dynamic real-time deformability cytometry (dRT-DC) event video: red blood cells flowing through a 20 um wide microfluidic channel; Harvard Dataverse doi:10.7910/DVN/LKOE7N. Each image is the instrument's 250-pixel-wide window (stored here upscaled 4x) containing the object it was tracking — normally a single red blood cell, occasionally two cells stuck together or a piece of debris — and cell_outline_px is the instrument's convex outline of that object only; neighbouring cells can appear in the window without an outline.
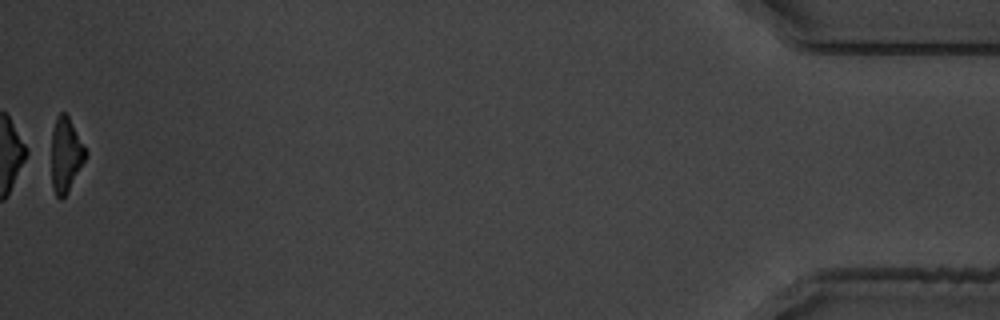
{"species": "common noctule bat (a hibernating species)", "species_latin": "Nyctalus noctula", "temperature_condition": "warm", "stored_images_in_passage": 44, "segment_of_instrument_passage": [2, 2], "camera_frame_rate_fps": 3000, "um_per_image_px": 0.085, "animal": {"sex": "male", "body_mass_g": 19.5, "forearm_length_mm": 54.6}, "frame": {"image": 1, "passage_image": 44, "time_ms": 14.333, "image_size_px": [1000, 320], "cell_outline_px": [[88, 156], [68, 192], [60, 200], [56, 196], [52, 188], [52, 132], [56, 116], [60, 112], [64, 112], [68, 116], [88, 152]], "centroid_in_image_um": [5.61, 13.18], "position_along_channel_um": 429.6, "area_um2": 14.97}}